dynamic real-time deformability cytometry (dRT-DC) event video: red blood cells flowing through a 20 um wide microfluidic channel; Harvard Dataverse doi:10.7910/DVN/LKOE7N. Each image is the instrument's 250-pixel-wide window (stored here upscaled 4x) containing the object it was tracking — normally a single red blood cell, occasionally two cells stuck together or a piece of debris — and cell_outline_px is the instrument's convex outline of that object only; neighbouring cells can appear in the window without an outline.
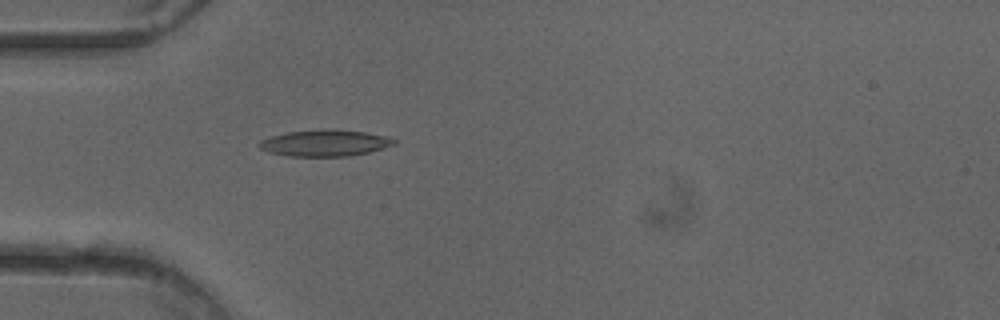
{"species": "common noctule bat (a hibernating species)", "species_latin": "Nyctalus noctula", "temperature_condition": "cold", "stored_images_in_passage": 51, "camera_frame_rate_fps": 3000, "um_per_image_px": 0.085, "animal": {"sex": "female"}, "frame": {"image": 1, "passage_image": 15, "time_ms": 4.667, "image_size_px": [1000, 320], "cell_outline_px": [[396, 144], [368, 152], [348, 156], [288, 156], [268, 152], [260, 148], [256, 144], [260, 140], [272, 136], [288, 132], [328, 128], [364, 132], [388, 136], [396, 140]], "centroid_in_image_um": [27.6, 12.15], "position_along_channel_um": 57.4, "area_um2": 20.81}}
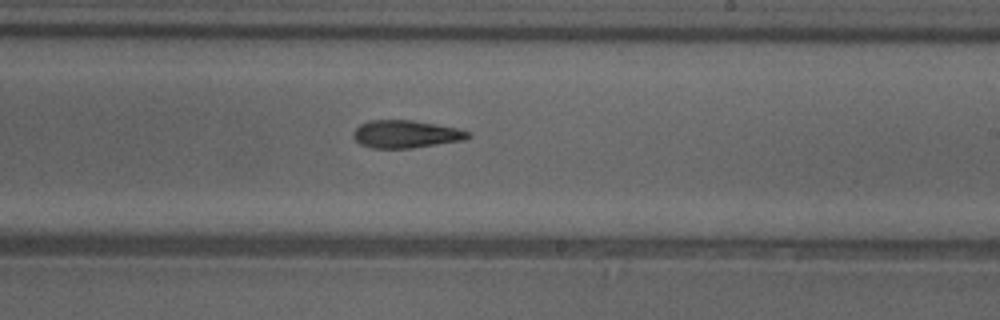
{"frame": {"image": 2, "passage_image": 30, "time_ms": 9.667, "image_size_px": [1000, 320], "cell_outline_px": [[472, 136], [464, 140], [412, 148], [372, 148], [360, 144], [352, 136], [352, 132], [360, 124], [368, 120], [412, 120], [460, 128], [468, 132]], "centroid_in_image_um": [34.49, 11.39], "position_along_channel_um": 254.5, "area_um2": 18.61}}
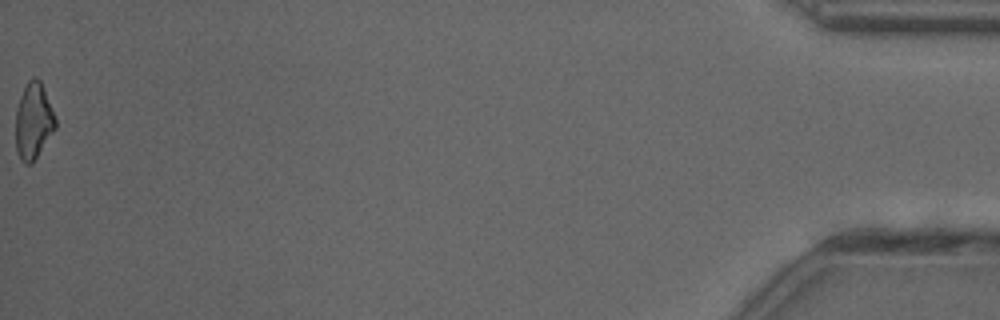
{"frame": {"image": 3, "passage_image": 51, "time_ms": 16.667, "image_size_px": [1000, 320], "cell_outline_px": [[56, 128], [32, 164], [24, 164], [20, 160], [16, 152], [16, 108], [20, 96], [28, 80], [36, 76], [40, 80], [44, 88], [56, 116]], "centroid_in_image_um": [2.85, 10.3], "position_along_channel_um": 432.4, "area_um2": 17.92}, "authors_computed_cell_mechanics": {"area_um2": 18.7272, "velocity_mm_per_s": 4.0339, "shape_relaxation_time_tau1_ms": 9.3239, "shape_relaxation_time_tau2_ms": 3.8666, "deformation_change_tau1": 0.2033, "deformation_change_tau2": 0.1328}}